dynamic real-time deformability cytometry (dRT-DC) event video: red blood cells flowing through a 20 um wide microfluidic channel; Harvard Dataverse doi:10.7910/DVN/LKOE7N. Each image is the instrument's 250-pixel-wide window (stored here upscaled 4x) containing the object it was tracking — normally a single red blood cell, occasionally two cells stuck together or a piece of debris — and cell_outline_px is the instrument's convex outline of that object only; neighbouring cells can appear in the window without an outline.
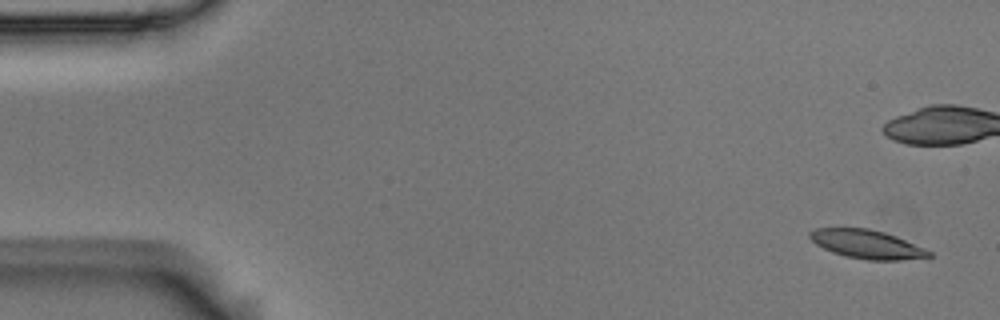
{"species": "Egyptian fruit bat (a non-hibernating species)", "species_latin": "Rousettus aegyptiacus", "temperature_condition": "room temperature", "stored_images_in_passage": 10, "camera_frame_rate_fps": 3000, "um_per_image_px": 0.085, "animal": {"sex": "male"}, "frame": {"image": 1, "passage_image": 1, "time_ms": 0.0, "image_size_px": [1000, 320], "cell_outline_px": [[932, 256], [900, 260], [868, 260], [848, 256], [832, 252], [816, 244], [808, 236], [808, 232], [816, 228], [868, 228], [884, 232], [896, 236], [924, 248], [932, 252]], "centroid_in_image_um": [73.67, 20.75], "position_along_channel_um": 11.3, "area_um2": 19.71}}